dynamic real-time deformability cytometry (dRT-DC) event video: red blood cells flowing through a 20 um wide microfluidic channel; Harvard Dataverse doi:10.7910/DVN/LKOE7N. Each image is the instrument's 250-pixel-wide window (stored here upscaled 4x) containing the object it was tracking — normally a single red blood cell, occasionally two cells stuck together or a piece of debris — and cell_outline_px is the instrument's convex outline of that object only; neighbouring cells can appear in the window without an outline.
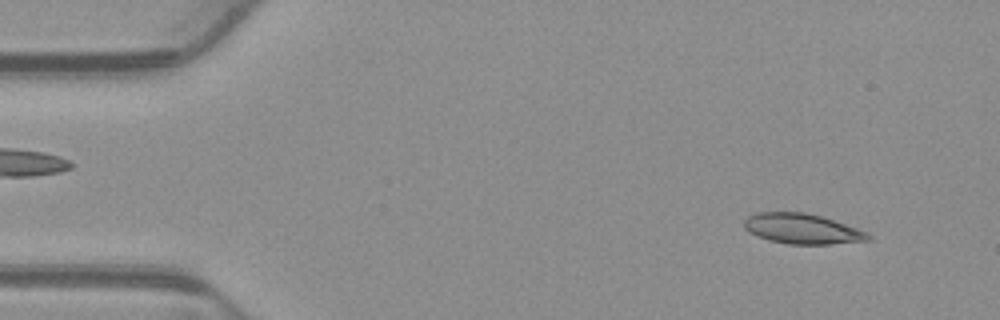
{"species": "common noctule bat (a hibernating species)", "species_latin": "Nyctalus noctula", "temperature_condition": "warm", "stored_images_in_passage": 52, "camera_frame_rate_fps": 3000, "um_per_image_px": 0.085, "animal": {"sex": "male", "body_mass_g": 23.1, "forearm_length_mm": 52.7}, "frame": {"image": 1, "passage_image": 4, "time_ms": 1.0, "image_size_px": [1000, 320], "cell_outline_px": [[872, 240], [832, 244], [788, 244], [768, 240], [756, 236], [748, 232], [744, 228], [744, 220], [748, 216], [756, 212], [804, 212], [820, 216], [868, 232], [872, 236]], "centroid_in_image_um": [68.16, 19.45], "position_along_channel_um": 16.8, "area_um2": 21.91}}
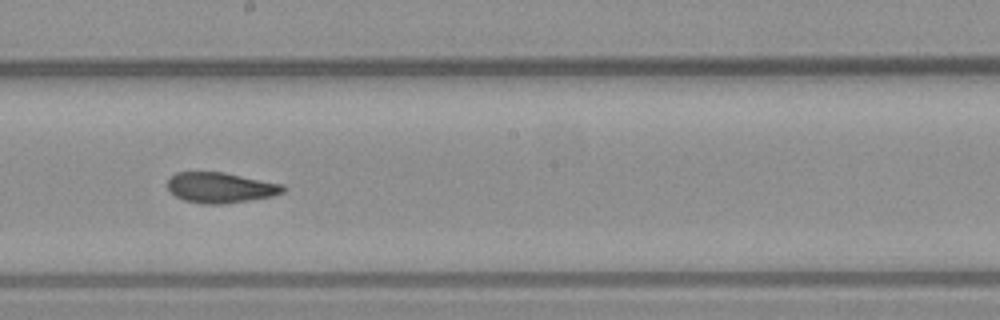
{"frame": {"image": 2, "passage_image": 28, "time_ms": 9.0, "image_size_px": [1000, 320], "cell_outline_px": [[288, 188], [284, 192], [272, 196], [248, 200], [220, 204], [204, 204], [184, 200], [176, 196], [168, 188], [168, 180], [176, 172], [224, 172], [284, 184]], "centroid_in_image_um": [18.78, 15.94], "position_along_channel_um": 229.4, "area_um2": 20.46}}
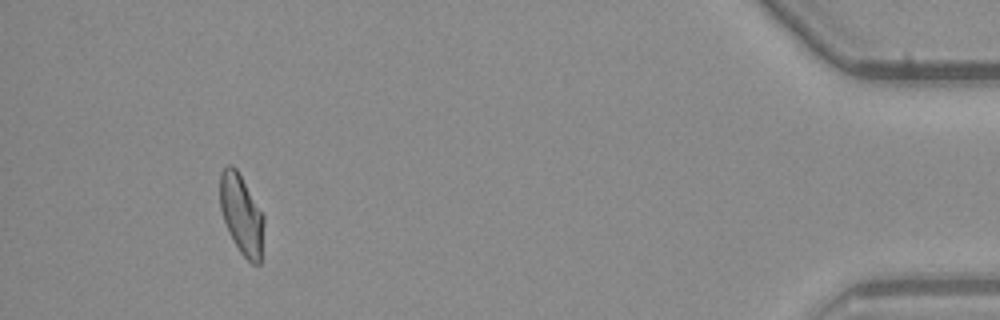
{"frame": {"image": 3, "passage_image": 48, "time_ms": 15.667, "image_size_px": [1000, 320], "cell_outline_px": [[264, 224], [260, 264], [252, 264], [240, 252], [224, 220], [220, 208], [220, 172], [228, 164], [232, 164], [236, 168], [264, 216]], "centroid_in_image_um": [20.53, 18.21], "position_along_channel_um": 414.7, "area_um2": 20.06}, "authors_computed_cell_mechanics": {"area_um2": 21.0103, "velocity_mm_per_s": 3.8806, "shape_relaxation_time_tau1_ms": null, "shape_relaxation_time_tau2_ms": 2.5295, "deformation_change_tau1": null, "deformation_change_tau2": 0.09}}